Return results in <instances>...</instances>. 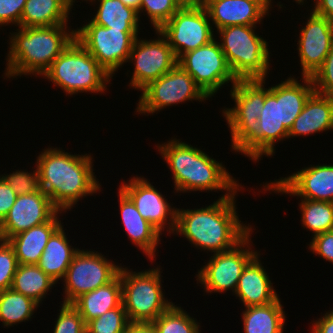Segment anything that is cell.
<instances>
[{
	"instance_id": "cell-1",
	"label": "cell",
	"mask_w": 333,
	"mask_h": 333,
	"mask_svg": "<svg viewBox=\"0 0 333 333\" xmlns=\"http://www.w3.org/2000/svg\"><path fill=\"white\" fill-rule=\"evenodd\" d=\"M234 195H222L213 204L177 209L175 232L199 249L220 253L240 243L253 229L239 220Z\"/></svg>"
},
{
	"instance_id": "cell-2",
	"label": "cell",
	"mask_w": 333,
	"mask_h": 333,
	"mask_svg": "<svg viewBox=\"0 0 333 333\" xmlns=\"http://www.w3.org/2000/svg\"><path fill=\"white\" fill-rule=\"evenodd\" d=\"M60 148H47L37 157L40 188L53 205L66 212L82 197L100 191V183L93 172L91 155H73ZM87 195V196H86Z\"/></svg>"
},
{
	"instance_id": "cell-3",
	"label": "cell",
	"mask_w": 333,
	"mask_h": 333,
	"mask_svg": "<svg viewBox=\"0 0 333 333\" xmlns=\"http://www.w3.org/2000/svg\"><path fill=\"white\" fill-rule=\"evenodd\" d=\"M156 147L172 171L176 193L225 190L234 195L242 187L220 161L188 143L175 138Z\"/></svg>"
},
{
	"instance_id": "cell-4",
	"label": "cell",
	"mask_w": 333,
	"mask_h": 333,
	"mask_svg": "<svg viewBox=\"0 0 333 333\" xmlns=\"http://www.w3.org/2000/svg\"><path fill=\"white\" fill-rule=\"evenodd\" d=\"M18 28L10 36L4 73L7 78L42 76L75 39V29L70 31L66 24Z\"/></svg>"
},
{
	"instance_id": "cell-5",
	"label": "cell",
	"mask_w": 333,
	"mask_h": 333,
	"mask_svg": "<svg viewBox=\"0 0 333 333\" xmlns=\"http://www.w3.org/2000/svg\"><path fill=\"white\" fill-rule=\"evenodd\" d=\"M265 80L238 79L230 90L235 106L222 111L230 128L233 151L242 153L256 162L260 159L258 117L265 102Z\"/></svg>"
},
{
	"instance_id": "cell-6",
	"label": "cell",
	"mask_w": 333,
	"mask_h": 333,
	"mask_svg": "<svg viewBox=\"0 0 333 333\" xmlns=\"http://www.w3.org/2000/svg\"><path fill=\"white\" fill-rule=\"evenodd\" d=\"M68 95L103 93L112 76L75 38L42 75Z\"/></svg>"
},
{
	"instance_id": "cell-7",
	"label": "cell",
	"mask_w": 333,
	"mask_h": 333,
	"mask_svg": "<svg viewBox=\"0 0 333 333\" xmlns=\"http://www.w3.org/2000/svg\"><path fill=\"white\" fill-rule=\"evenodd\" d=\"M256 25H234L217 30L220 47L237 79H265L270 70L268 42L255 32Z\"/></svg>"
},
{
	"instance_id": "cell-8",
	"label": "cell",
	"mask_w": 333,
	"mask_h": 333,
	"mask_svg": "<svg viewBox=\"0 0 333 333\" xmlns=\"http://www.w3.org/2000/svg\"><path fill=\"white\" fill-rule=\"evenodd\" d=\"M160 270L136 273L121 266L122 304L130 323H152L173 305L164 297Z\"/></svg>"
},
{
	"instance_id": "cell-9",
	"label": "cell",
	"mask_w": 333,
	"mask_h": 333,
	"mask_svg": "<svg viewBox=\"0 0 333 333\" xmlns=\"http://www.w3.org/2000/svg\"><path fill=\"white\" fill-rule=\"evenodd\" d=\"M75 30V38L113 77L128 62L129 54L139 32H123L95 24H88ZM118 69V70H117Z\"/></svg>"
},
{
	"instance_id": "cell-10",
	"label": "cell",
	"mask_w": 333,
	"mask_h": 333,
	"mask_svg": "<svg viewBox=\"0 0 333 333\" xmlns=\"http://www.w3.org/2000/svg\"><path fill=\"white\" fill-rule=\"evenodd\" d=\"M142 91L136 112L153 114L180 102L208 100L209 97L196 84L192 76L178 64L159 79L148 83ZM208 98V99H207Z\"/></svg>"
},
{
	"instance_id": "cell-11",
	"label": "cell",
	"mask_w": 333,
	"mask_h": 333,
	"mask_svg": "<svg viewBox=\"0 0 333 333\" xmlns=\"http://www.w3.org/2000/svg\"><path fill=\"white\" fill-rule=\"evenodd\" d=\"M120 268L101 253L79 249L63 278V303L72 304L81 295L108 284Z\"/></svg>"
},
{
	"instance_id": "cell-12",
	"label": "cell",
	"mask_w": 333,
	"mask_h": 333,
	"mask_svg": "<svg viewBox=\"0 0 333 333\" xmlns=\"http://www.w3.org/2000/svg\"><path fill=\"white\" fill-rule=\"evenodd\" d=\"M215 40L182 54L177 60V64L192 76L209 98L222 85L229 82L234 85L238 80L232 73L219 42Z\"/></svg>"
},
{
	"instance_id": "cell-13",
	"label": "cell",
	"mask_w": 333,
	"mask_h": 333,
	"mask_svg": "<svg viewBox=\"0 0 333 333\" xmlns=\"http://www.w3.org/2000/svg\"><path fill=\"white\" fill-rule=\"evenodd\" d=\"M251 233L230 250L213 253L207 264L200 268L196 280L204 286L205 292L226 293L230 289L235 293L243 269L258 253L250 248Z\"/></svg>"
},
{
	"instance_id": "cell-14",
	"label": "cell",
	"mask_w": 333,
	"mask_h": 333,
	"mask_svg": "<svg viewBox=\"0 0 333 333\" xmlns=\"http://www.w3.org/2000/svg\"><path fill=\"white\" fill-rule=\"evenodd\" d=\"M205 6L181 7L158 31L167 39L176 58L214 40Z\"/></svg>"
},
{
	"instance_id": "cell-15",
	"label": "cell",
	"mask_w": 333,
	"mask_h": 333,
	"mask_svg": "<svg viewBox=\"0 0 333 333\" xmlns=\"http://www.w3.org/2000/svg\"><path fill=\"white\" fill-rule=\"evenodd\" d=\"M156 34L159 36L154 40L135 39L128 59V62L134 61L135 67L129 87L141 90L177 65L178 59L167 39L158 30Z\"/></svg>"
},
{
	"instance_id": "cell-16",
	"label": "cell",
	"mask_w": 333,
	"mask_h": 333,
	"mask_svg": "<svg viewBox=\"0 0 333 333\" xmlns=\"http://www.w3.org/2000/svg\"><path fill=\"white\" fill-rule=\"evenodd\" d=\"M119 189L133 202L141 216L161 234L165 229L171 234L174 232L177 208H172L147 179L133 176L129 182L123 181Z\"/></svg>"
},
{
	"instance_id": "cell-17",
	"label": "cell",
	"mask_w": 333,
	"mask_h": 333,
	"mask_svg": "<svg viewBox=\"0 0 333 333\" xmlns=\"http://www.w3.org/2000/svg\"><path fill=\"white\" fill-rule=\"evenodd\" d=\"M264 191L291 194L312 201L333 202V165H311L264 186Z\"/></svg>"
},
{
	"instance_id": "cell-18",
	"label": "cell",
	"mask_w": 333,
	"mask_h": 333,
	"mask_svg": "<svg viewBox=\"0 0 333 333\" xmlns=\"http://www.w3.org/2000/svg\"><path fill=\"white\" fill-rule=\"evenodd\" d=\"M58 211L41 189L17 196L8 215L0 223V239L7 241L23 231L46 223Z\"/></svg>"
},
{
	"instance_id": "cell-19",
	"label": "cell",
	"mask_w": 333,
	"mask_h": 333,
	"mask_svg": "<svg viewBox=\"0 0 333 333\" xmlns=\"http://www.w3.org/2000/svg\"><path fill=\"white\" fill-rule=\"evenodd\" d=\"M333 43V21L313 11L302 27L298 39V55L302 77H312L322 66Z\"/></svg>"
},
{
	"instance_id": "cell-20",
	"label": "cell",
	"mask_w": 333,
	"mask_h": 333,
	"mask_svg": "<svg viewBox=\"0 0 333 333\" xmlns=\"http://www.w3.org/2000/svg\"><path fill=\"white\" fill-rule=\"evenodd\" d=\"M205 8L217 30L234 25H256L269 13L261 0H206Z\"/></svg>"
},
{
	"instance_id": "cell-21",
	"label": "cell",
	"mask_w": 333,
	"mask_h": 333,
	"mask_svg": "<svg viewBox=\"0 0 333 333\" xmlns=\"http://www.w3.org/2000/svg\"><path fill=\"white\" fill-rule=\"evenodd\" d=\"M259 256L260 254L257 253L247 263L235 290L234 295L239 297L245 307L266 305L279 297Z\"/></svg>"
},
{
	"instance_id": "cell-22",
	"label": "cell",
	"mask_w": 333,
	"mask_h": 333,
	"mask_svg": "<svg viewBox=\"0 0 333 333\" xmlns=\"http://www.w3.org/2000/svg\"><path fill=\"white\" fill-rule=\"evenodd\" d=\"M118 194L121 220L128 238L153 261L162 234L141 216L133 202L120 189Z\"/></svg>"
},
{
	"instance_id": "cell-23",
	"label": "cell",
	"mask_w": 333,
	"mask_h": 333,
	"mask_svg": "<svg viewBox=\"0 0 333 333\" xmlns=\"http://www.w3.org/2000/svg\"><path fill=\"white\" fill-rule=\"evenodd\" d=\"M260 126V157L273 156L276 141L288 139V130L281 122L280 83L265 88V102L258 117Z\"/></svg>"
},
{
	"instance_id": "cell-24",
	"label": "cell",
	"mask_w": 333,
	"mask_h": 333,
	"mask_svg": "<svg viewBox=\"0 0 333 333\" xmlns=\"http://www.w3.org/2000/svg\"><path fill=\"white\" fill-rule=\"evenodd\" d=\"M58 211L48 222L23 231L7 241L20 265H37L51 235L62 225Z\"/></svg>"
},
{
	"instance_id": "cell-25",
	"label": "cell",
	"mask_w": 333,
	"mask_h": 333,
	"mask_svg": "<svg viewBox=\"0 0 333 333\" xmlns=\"http://www.w3.org/2000/svg\"><path fill=\"white\" fill-rule=\"evenodd\" d=\"M333 130V97L314 92L293 122L288 139Z\"/></svg>"
},
{
	"instance_id": "cell-26",
	"label": "cell",
	"mask_w": 333,
	"mask_h": 333,
	"mask_svg": "<svg viewBox=\"0 0 333 333\" xmlns=\"http://www.w3.org/2000/svg\"><path fill=\"white\" fill-rule=\"evenodd\" d=\"M121 304L122 287L120 274L108 284L81 295L72 303L81 314L85 323L119 307Z\"/></svg>"
},
{
	"instance_id": "cell-27",
	"label": "cell",
	"mask_w": 333,
	"mask_h": 333,
	"mask_svg": "<svg viewBox=\"0 0 333 333\" xmlns=\"http://www.w3.org/2000/svg\"><path fill=\"white\" fill-rule=\"evenodd\" d=\"M66 232L61 225L49 238L37 266L58 282L66 274L78 248H71Z\"/></svg>"
},
{
	"instance_id": "cell-28",
	"label": "cell",
	"mask_w": 333,
	"mask_h": 333,
	"mask_svg": "<svg viewBox=\"0 0 333 333\" xmlns=\"http://www.w3.org/2000/svg\"><path fill=\"white\" fill-rule=\"evenodd\" d=\"M72 4L68 0H27L20 27H41L67 24Z\"/></svg>"
},
{
	"instance_id": "cell-29",
	"label": "cell",
	"mask_w": 333,
	"mask_h": 333,
	"mask_svg": "<svg viewBox=\"0 0 333 333\" xmlns=\"http://www.w3.org/2000/svg\"><path fill=\"white\" fill-rule=\"evenodd\" d=\"M302 78V85L294 76L280 83L281 122L288 131L303 110L306 101L315 92L311 77Z\"/></svg>"
},
{
	"instance_id": "cell-30",
	"label": "cell",
	"mask_w": 333,
	"mask_h": 333,
	"mask_svg": "<svg viewBox=\"0 0 333 333\" xmlns=\"http://www.w3.org/2000/svg\"><path fill=\"white\" fill-rule=\"evenodd\" d=\"M244 308L242 317L245 333H283L286 316L279 297L266 305Z\"/></svg>"
},
{
	"instance_id": "cell-31",
	"label": "cell",
	"mask_w": 333,
	"mask_h": 333,
	"mask_svg": "<svg viewBox=\"0 0 333 333\" xmlns=\"http://www.w3.org/2000/svg\"><path fill=\"white\" fill-rule=\"evenodd\" d=\"M90 1V0H87ZM96 0H91L93 2ZM99 6L92 21L95 24L122 30L123 32H139L140 16L131 7L123 4L121 0H98ZM139 30V31H138Z\"/></svg>"
},
{
	"instance_id": "cell-32",
	"label": "cell",
	"mask_w": 333,
	"mask_h": 333,
	"mask_svg": "<svg viewBox=\"0 0 333 333\" xmlns=\"http://www.w3.org/2000/svg\"><path fill=\"white\" fill-rule=\"evenodd\" d=\"M57 282L37 265H18L11 288L40 305Z\"/></svg>"
},
{
	"instance_id": "cell-33",
	"label": "cell",
	"mask_w": 333,
	"mask_h": 333,
	"mask_svg": "<svg viewBox=\"0 0 333 333\" xmlns=\"http://www.w3.org/2000/svg\"><path fill=\"white\" fill-rule=\"evenodd\" d=\"M40 306L12 288L0 291V321L6 327L29 321Z\"/></svg>"
},
{
	"instance_id": "cell-34",
	"label": "cell",
	"mask_w": 333,
	"mask_h": 333,
	"mask_svg": "<svg viewBox=\"0 0 333 333\" xmlns=\"http://www.w3.org/2000/svg\"><path fill=\"white\" fill-rule=\"evenodd\" d=\"M302 226L312 231L313 236L333 230V202L301 199Z\"/></svg>"
},
{
	"instance_id": "cell-35",
	"label": "cell",
	"mask_w": 333,
	"mask_h": 333,
	"mask_svg": "<svg viewBox=\"0 0 333 333\" xmlns=\"http://www.w3.org/2000/svg\"><path fill=\"white\" fill-rule=\"evenodd\" d=\"M157 333H200V323L183 308L172 305L152 322Z\"/></svg>"
},
{
	"instance_id": "cell-36",
	"label": "cell",
	"mask_w": 333,
	"mask_h": 333,
	"mask_svg": "<svg viewBox=\"0 0 333 333\" xmlns=\"http://www.w3.org/2000/svg\"><path fill=\"white\" fill-rule=\"evenodd\" d=\"M130 324L123 304L86 323V333H126Z\"/></svg>"
},
{
	"instance_id": "cell-37",
	"label": "cell",
	"mask_w": 333,
	"mask_h": 333,
	"mask_svg": "<svg viewBox=\"0 0 333 333\" xmlns=\"http://www.w3.org/2000/svg\"><path fill=\"white\" fill-rule=\"evenodd\" d=\"M175 0H141L138 15L146 11L153 28L159 30L179 9Z\"/></svg>"
},
{
	"instance_id": "cell-38",
	"label": "cell",
	"mask_w": 333,
	"mask_h": 333,
	"mask_svg": "<svg viewBox=\"0 0 333 333\" xmlns=\"http://www.w3.org/2000/svg\"><path fill=\"white\" fill-rule=\"evenodd\" d=\"M53 333H86V323L72 304L62 303Z\"/></svg>"
},
{
	"instance_id": "cell-39",
	"label": "cell",
	"mask_w": 333,
	"mask_h": 333,
	"mask_svg": "<svg viewBox=\"0 0 333 333\" xmlns=\"http://www.w3.org/2000/svg\"><path fill=\"white\" fill-rule=\"evenodd\" d=\"M7 182V184L13 189L17 196L23 194H30L40 190L39 172L36 169L32 172L16 170L10 174L0 175Z\"/></svg>"
},
{
	"instance_id": "cell-40",
	"label": "cell",
	"mask_w": 333,
	"mask_h": 333,
	"mask_svg": "<svg viewBox=\"0 0 333 333\" xmlns=\"http://www.w3.org/2000/svg\"><path fill=\"white\" fill-rule=\"evenodd\" d=\"M18 265L13 247L0 239V291L11 288Z\"/></svg>"
},
{
	"instance_id": "cell-41",
	"label": "cell",
	"mask_w": 333,
	"mask_h": 333,
	"mask_svg": "<svg viewBox=\"0 0 333 333\" xmlns=\"http://www.w3.org/2000/svg\"><path fill=\"white\" fill-rule=\"evenodd\" d=\"M311 79L316 93L333 97V43L322 66Z\"/></svg>"
},
{
	"instance_id": "cell-42",
	"label": "cell",
	"mask_w": 333,
	"mask_h": 333,
	"mask_svg": "<svg viewBox=\"0 0 333 333\" xmlns=\"http://www.w3.org/2000/svg\"><path fill=\"white\" fill-rule=\"evenodd\" d=\"M27 0H0V26L14 24L20 27L22 11Z\"/></svg>"
},
{
	"instance_id": "cell-43",
	"label": "cell",
	"mask_w": 333,
	"mask_h": 333,
	"mask_svg": "<svg viewBox=\"0 0 333 333\" xmlns=\"http://www.w3.org/2000/svg\"><path fill=\"white\" fill-rule=\"evenodd\" d=\"M309 249L333 264V230L315 235Z\"/></svg>"
},
{
	"instance_id": "cell-44",
	"label": "cell",
	"mask_w": 333,
	"mask_h": 333,
	"mask_svg": "<svg viewBox=\"0 0 333 333\" xmlns=\"http://www.w3.org/2000/svg\"><path fill=\"white\" fill-rule=\"evenodd\" d=\"M16 193L0 176V223L8 215L16 200Z\"/></svg>"
},
{
	"instance_id": "cell-45",
	"label": "cell",
	"mask_w": 333,
	"mask_h": 333,
	"mask_svg": "<svg viewBox=\"0 0 333 333\" xmlns=\"http://www.w3.org/2000/svg\"><path fill=\"white\" fill-rule=\"evenodd\" d=\"M312 327L311 333H333V310L326 312L317 321H313Z\"/></svg>"
},
{
	"instance_id": "cell-46",
	"label": "cell",
	"mask_w": 333,
	"mask_h": 333,
	"mask_svg": "<svg viewBox=\"0 0 333 333\" xmlns=\"http://www.w3.org/2000/svg\"><path fill=\"white\" fill-rule=\"evenodd\" d=\"M313 12L333 21V0H314Z\"/></svg>"
},
{
	"instance_id": "cell-47",
	"label": "cell",
	"mask_w": 333,
	"mask_h": 333,
	"mask_svg": "<svg viewBox=\"0 0 333 333\" xmlns=\"http://www.w3.org/2000/svg\"><path fill=\"white\" fill-rule=\"evenodd\" d=\"M126 333H157L152 323H130Z\"/></svg>"
},
{
	"instance_id": "cell-48",
	"label": "cell",
	"mask_w": 333,
	"mask_h": 333,
	"mask_svg": "<svg viewBox=\"0 0 333 333\" xmlns=\"http://www.w3.org/2000/svg\"><path fill=\"white\" fill-rule=\"evenodd\" d=\"M180 7H201L205 6L206 0H175Z\"/></svg>"
},
{
	"instance_id": "cell-49",
	"label": "cell",
	"mask_w": 333,
	"mask_h": 333,
	"mask_svg": "<svg viewBox=\"0 0 333 333\" xmlns=\"http://www.w3.org/2000/svg\"><path fill=\"white\" fill-rule=\"evenodd\" d=\"M124 5L133 8L137 12L140 11L141 0H121Z\"/></svg>"
},
{
	"instance_id": "cell-50",
	"label": "cell",
	"mask_w": 333,
	"mask_h": 333,
	"mask_svg": "<svg viewBox=\"0 0 333 333\" xmlns=\"http://www.w3.org/2000/svg\"><path fill=\"white\" fill-rule=\"evenodd\" d=\"M269 9L271 8L272 6V2L271 0H261Z\"/></svg>"
},
{
	"instance_id": "cell-51",
	"label": "cell",
	"mask_w": 333,
	"mask_h": 333,
	"mask_svg": "<svg viewBox=\"0 0 333 333\" xmlns=\"http://www.w3.org/2000/svg\"><path fill=\"white\" fill-rule=\"evenodd\" d=\"M296 3H298V5L300 4L301 5V3H302V5H303V3H304V1L305 0H294Z\"/></svg>"
},
{
	"instance_id": "cell-52",
	"label": "cell",
	"mask_w": 333,
	"mask_h": 333,
	"mask_svg": "<svg viewBox=\"0 0 333 333\" xmlns=\"http://www.w3.org/2000/svg\"><path fill=\"white\" fill-rule=\"evenodd\" d=\"M71 4H72V6H73V4H74V2H75V0H68ZM85 1V0H84ZM87 1V0H86Z\"/></svg>"
}]
</instances>
